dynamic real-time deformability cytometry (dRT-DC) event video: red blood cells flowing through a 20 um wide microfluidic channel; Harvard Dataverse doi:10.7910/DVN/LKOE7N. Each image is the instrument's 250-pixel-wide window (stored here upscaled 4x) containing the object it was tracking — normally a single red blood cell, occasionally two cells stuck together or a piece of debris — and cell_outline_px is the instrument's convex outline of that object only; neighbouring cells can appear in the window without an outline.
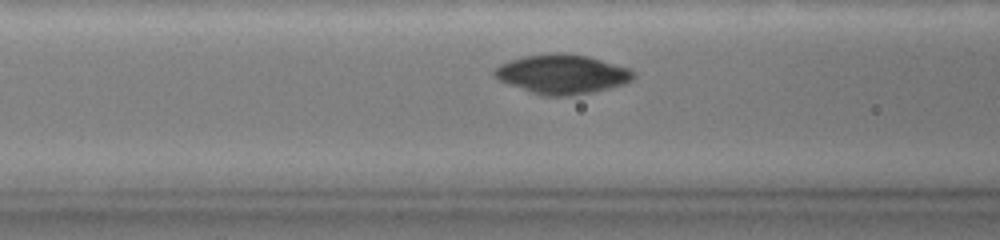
{"species": "common noctule bat (a hibernating species)", "species_latin": "Nyctalus noctula", "temperature_condition": "warm", "stored_images_in_passage": 51, "camera_frame_rate_fps": 3000, "um_per_image_px": 0.085, "animal": {"sex": "female", "body_mass_g": 19.0, "forearm_length_mm": 51.5}, "frame": {"image": 1, "passage_image": 22, "time_ms": 3.667, "image_size_px": [1000, 240], "cell_outline_px": [[636, 76], [632, 80], [624, 84], [588, 92], [560, 96], [552, 96], [536, 92], [500, 80], [492, 72], [500, 64], [508, 60], [524, 56], [588, 56], [628, 68], [636, 72]], "centroid_in_image_um": [47.83, 6.31], "position_along_channel_um": 118.8, "area_um2": 30.0}}
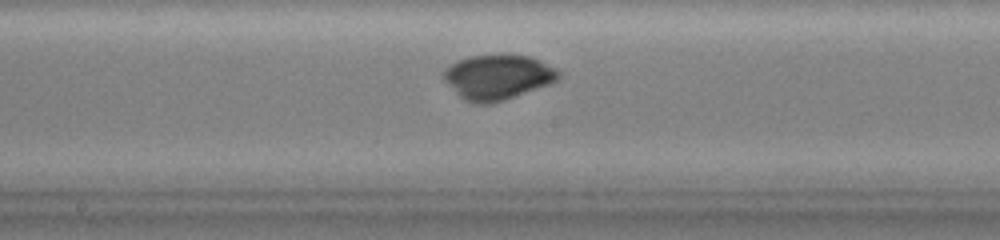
{"frame": {"image": 2, "passage_image": 31, "time_ms": 6.0, "image_size_px": [1000, 240], "cell_outline_px": [[560, 76], [556, 80], [512, 96], [500, 100], [484, 104], [480, 104], [468, 100], [444, 80], [444, 68], [456, 60], [472, 56], [496, 52], [508, 52], [532, 56], [556, 68], [560, 72]], "centroid_in_image_um": [42.31, 6.44], "position_along_channel_um": 205.9, "area_um2": 29.71}}
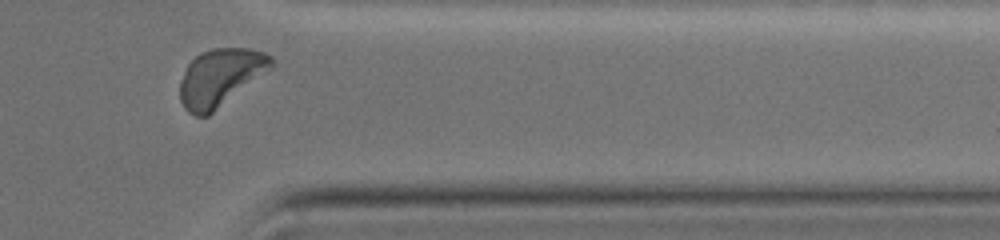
{"frame": {"image": 3, "passage_image": 49, "time_ms": 11.0, "image_size_px": [1000, 240], "cell_outline_px": [[276, 64], [272, 68], [208, 116], [196, 116], [188, 112], [184, 108], [180, 100], [180, 80], [188, 64], [200, 52], [212, 48], [248, 48], [264, 52], [272, 56]], "centroid_in_image_um": [18.74, 6.57], "position_along_channel_um": 392.7, "area_um2": 30.63}, "authors_computed_cell_mechanics": {"area_um2": 28.3798, "velocity_mm_per_s": 3.7464, "shape_relaxation_time_tau1_ms": 5.0674, "shape_relaxation_time_tau2_ms": 4.689, "deformation_change_tau1": 0.2956, "deformation_change_tau2": 0.0693}}